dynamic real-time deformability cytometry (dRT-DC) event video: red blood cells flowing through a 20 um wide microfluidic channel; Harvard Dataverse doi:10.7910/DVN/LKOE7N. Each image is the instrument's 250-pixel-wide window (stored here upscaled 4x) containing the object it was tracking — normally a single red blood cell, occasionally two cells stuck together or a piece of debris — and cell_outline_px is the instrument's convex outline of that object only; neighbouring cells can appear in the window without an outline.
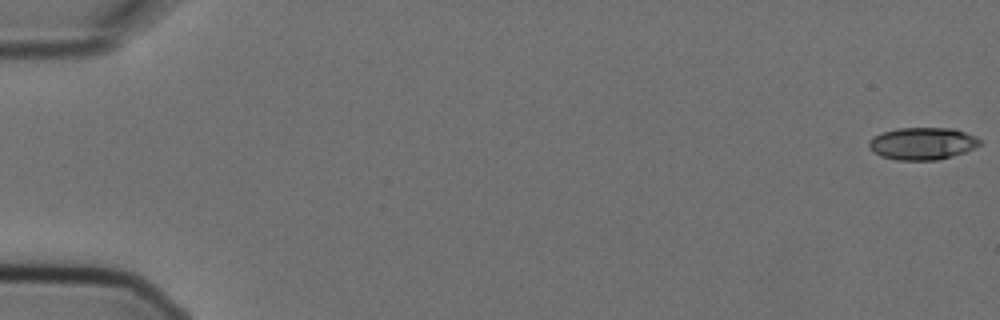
{"species": "Egyptian fruit bat (a non-hibernating species)", "species_latin": "Rousettus aegyptiacus", "temperature_condition": "cold", "stored_images_in_passage": 6, "camera_frame_rate_fps": 3000, "um_per_image_px": 0.085, "animal": {"sex": "female"}, "frame": {"image": 1, "passage_image": 1, "time_ms": 0.0, "image_size_px": [1000, 320], "cell_outline_px": [[980, 144], [964, 152], [952, 156], [936, 160], [896, 160], [880, 156], [872, 152], [868, 148], [868, 140], [872, 136], [896, 128], [952, 128], [976, 136], [980, 140]], "centroid_in_image_um": [78.34, 12.2], "position_along_channel_um": 6.7, "area_um2": 20.92}}
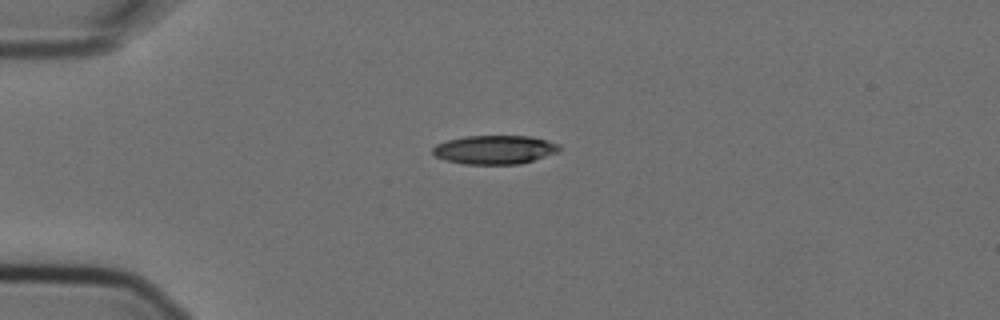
{"frame": {"image": 2, "passage_image": 5, "time_ms": 1.333, "image_size_px": [1000, 320], "cell_outline_px": [[560, 148], [556, 152], [520, 164], [464, 164], [444, 160], [436, 156], [432, 152], [432, 148], [436, 144], [448, 140], [464, 136], [528, 136], [560, 144]], "centroid_in_image_um": [41.99, 12.72], "position_along_channel_um": 43.0, "area_um2": 21.04}}